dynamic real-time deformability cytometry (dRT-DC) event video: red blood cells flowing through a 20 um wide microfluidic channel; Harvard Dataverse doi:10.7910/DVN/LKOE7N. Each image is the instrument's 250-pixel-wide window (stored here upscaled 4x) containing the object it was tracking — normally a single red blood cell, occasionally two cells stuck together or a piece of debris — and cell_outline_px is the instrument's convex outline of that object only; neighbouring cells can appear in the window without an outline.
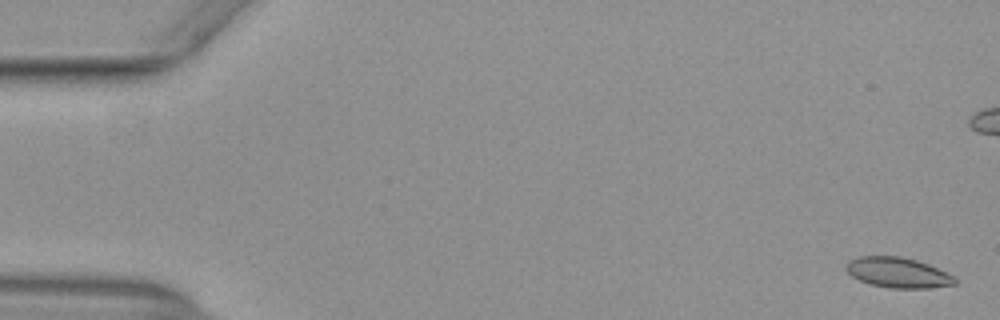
{"species": "common noctule bat (a hibernating species)", "species_latin": "Nyctalus noctula", "temperature_condition": "warm", "stored_images_in_passage": 55, "camera_frame_rate_fps": 3000, "um_per_image_px": 0.085, "animal": {"sex": "female", "body_mass_g": 29.2, "forearm_length_mm": 56.3}, "frame": {"image": 1, "passage_image": 2, "time_ms": 0.333, "image_size_px": [1000, 320], "cell_outline_px": [[960, 280], [956, 284], [932, 288], [892, 288], [872, 284], [860, 280], [852, 276], [844, 268], [844, 264], [848, 260], [856, 256], [900, 256], [916, 260], [928, 264]], "centroid_in_image_um": [76.29, 23.16], "position_along_channel_um": 8.7, "area_um2": 19.25}}
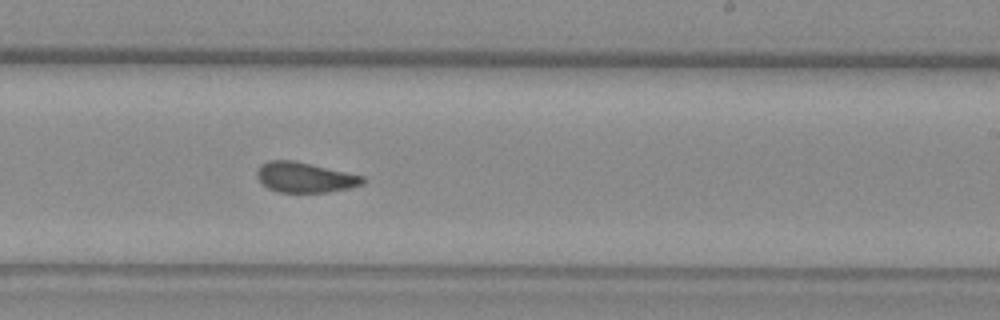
{"frame": {"image": 2, "passage_image": 33, "time_ms": 10.667, "image_size_px": [1000, 320], "cell_outline_px": [[368, 180], [364, 184], [348, 188], [328, 192], [276, 192], [268, 188], [256, 176], [256, 172], [260, 164], [268, 160], [292, 160], [364, 176]], "centroid_in_image_um": [25.91, 15.08], "position_along_channel_um": 263.1, "area_um2": 18.61}}
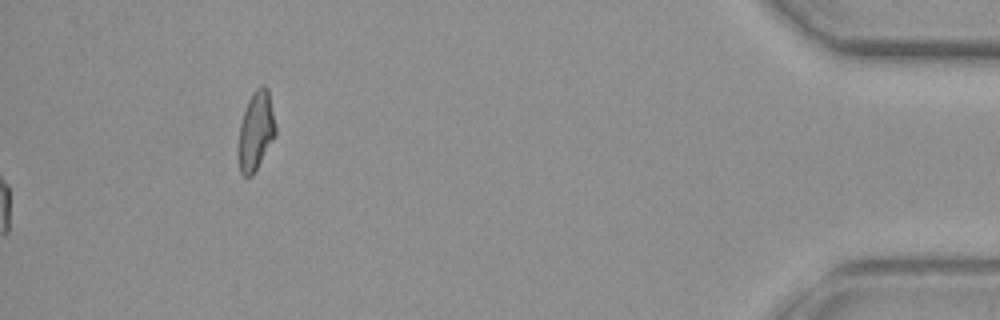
{"frame": {"image": 3, "passage_image": 55, "time_ms": 18.0, "image_size_px": [1000, 320], "cell_outline_px": [[276, 136], [252, 176], [244, 176], [240, 172], [240, 124], [248, 100], [252, 92], [260, 84], [264, 84], [268, 88], [276, 124]], "centroid_in_image_um": [21.8, 11.06], "position_along_channel_um": 413.4, "area_um2": 16.88}, "authors_computed_cell_mechanics": {"area_um2": 19.074, "velocity_mm_per_s": 3.919, "shape_relaxation_time_tau1_ms": null, "shape_relaxation_time_tau2_ms": 1.5621, "deformation_change_tau1": null, "deformation_change_tau2": 0.0627}}